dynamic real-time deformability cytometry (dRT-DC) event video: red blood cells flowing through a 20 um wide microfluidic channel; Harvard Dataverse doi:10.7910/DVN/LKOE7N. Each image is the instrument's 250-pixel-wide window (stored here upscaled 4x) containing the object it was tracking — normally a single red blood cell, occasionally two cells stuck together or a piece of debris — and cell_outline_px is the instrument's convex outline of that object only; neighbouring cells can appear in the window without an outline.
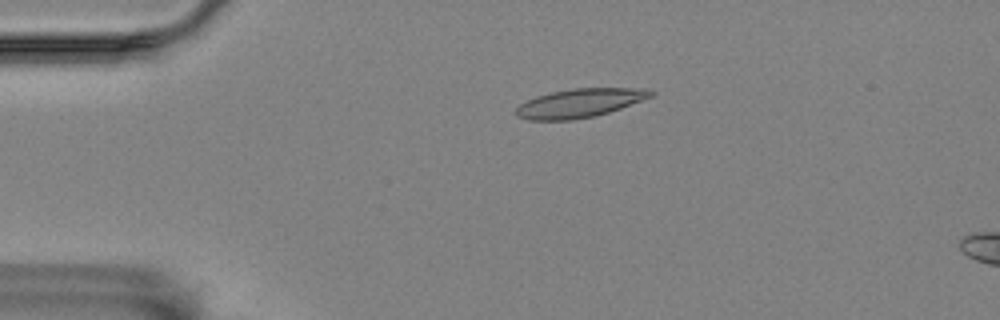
{"species": "Egyptian fruit bat (a non-hibernating species)", "species_latin": "Rousettus aegyptiacus", "temperature_condition": "room temperature", "stored_images_in_passage": 17, "camera_frame_rate_fps": 3000, "um_per_image_px": 0.085, "animal": {"sex": "female"}, "frame": {"image": 1, "passage_image": 12, "time_ms": 3.667, "image_size_px": [1000, 320], "cell_outline_px": [[656, 92], [652, 96], [620, 108], [608, 112], [592, 116], [572, 120], [528, 120], [516, 116], [516, 108], [520, 104], [536, 96], [552, 92], [572, 88], [648, 88]], "centroid_in_image_um": [49.27, 8.75], "position_along_channel_um": 35.7, "area_um2": 22.43}}